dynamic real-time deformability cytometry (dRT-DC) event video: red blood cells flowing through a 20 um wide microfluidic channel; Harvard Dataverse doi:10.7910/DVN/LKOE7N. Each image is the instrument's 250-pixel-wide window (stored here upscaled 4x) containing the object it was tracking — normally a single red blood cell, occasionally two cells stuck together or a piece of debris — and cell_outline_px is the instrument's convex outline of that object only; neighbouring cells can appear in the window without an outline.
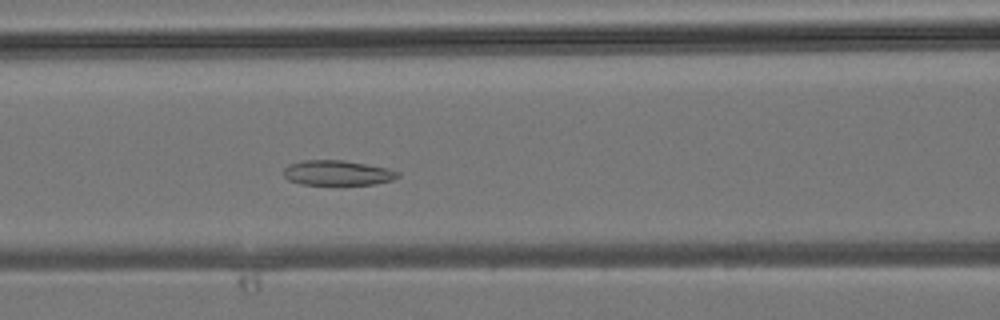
{"species": "common noctule bat (a hibernating species)", "species_latin": "Nyctalus noctula", "temperature_condition": "room temperature", "stored_images_in_passage": 35, "camera_frame_rate_fps": 3000, "um_per_image_px": 0.085, "animal": {"sex": "male", "body_mass_g": 19.2, "forearm_length_mm": 51.8}, "frame": {"image": 1, "passage_image": 13, "time_ms": 4.0, "image_size_px": [1000, 320], "cell_outline_px": [[400, 176], [392, 180], [376, 184], [300, 184], [288, 180], [284, 176], [284, 168], [288, 164], [304, 160], [344, 160], [388, 168], [400, 172]], "centroid_in_image_um": [28.69, 14.69], "position_along_channel_um": 137.9, "area_um2": 16.65}}
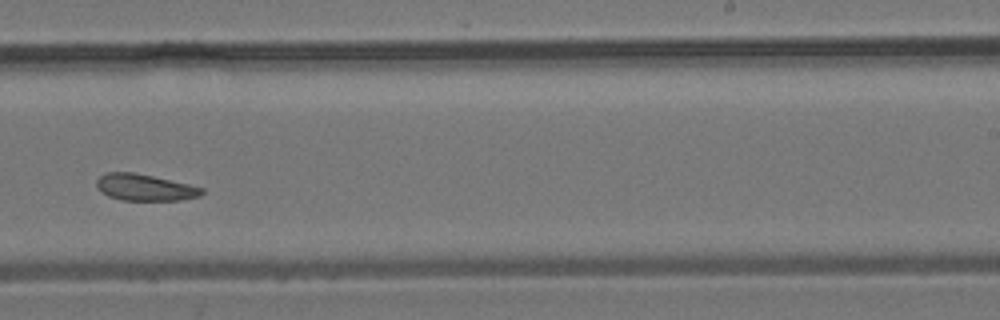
{"frame": {"image": 2, "passage_image": 21, "time_ms": 6.667, "image_size_px": [1000, 320], "cell_outline_px": [[204, 192], [200, 196], [180, 200], [120, 200], [108, 196], [100, 192], [96, 188], [96, 180], [100, 176], [108, 172], [136, 172], [188, 184], [204, 188]], "centroid_in_image_um": [12.28, 15.93], "position_along_channel_um": 276.7, "area_um2": 16.42}}
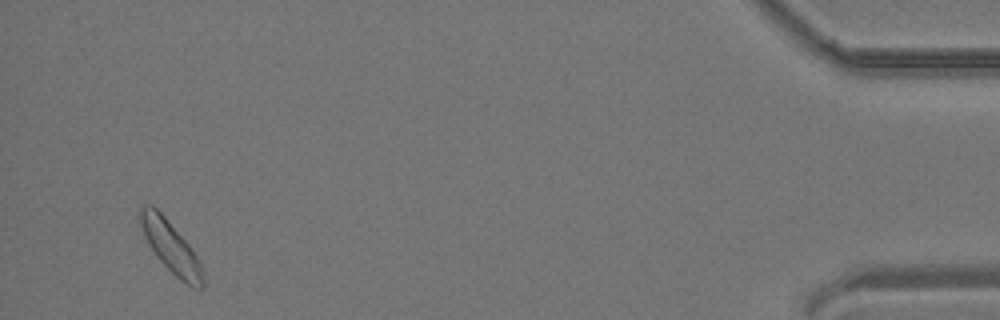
{"frame": {"image": 3, "passage_image": 34, "time_ms": 11.0, "image_size_px": [1000, 320], "cell_outline_px": [[204, 288], [200, 292], [192, 288], [180, 280], [156, 256], [148, 244], [144, 236], [136, 212], [144, 204], [152, 204], [164, 216], [188, 244], [200, 260], [204, 272]], "centroid_in_image_um": [14.53, 21.02], "position_along_channel_um": 420.7, "area_um2": 19.13}}